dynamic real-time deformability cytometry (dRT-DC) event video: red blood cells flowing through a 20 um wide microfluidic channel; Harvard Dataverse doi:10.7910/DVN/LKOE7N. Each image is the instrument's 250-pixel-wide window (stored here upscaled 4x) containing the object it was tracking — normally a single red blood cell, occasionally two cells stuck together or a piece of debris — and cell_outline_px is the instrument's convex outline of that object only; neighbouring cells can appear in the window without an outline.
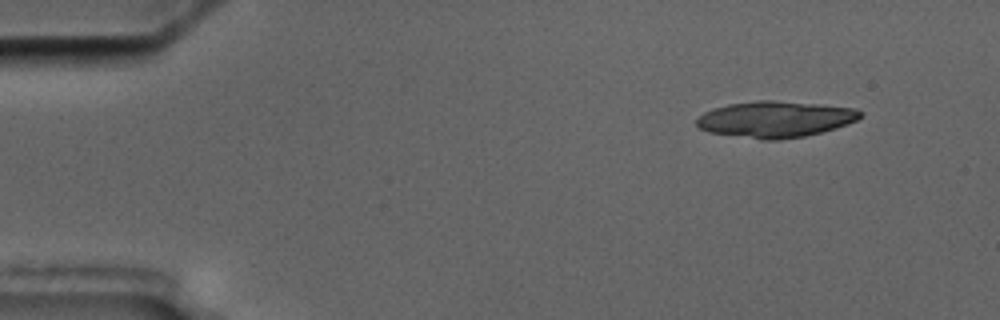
{"species": "common noctule bat (a hibernating species)", "species_latin": "Nyctalus noctula", "temperature_condition": "cold", "stored_images_in_passage": 14, "camera_frame_rate_fps": 3000, "um_per_image_px": 0.085, "animal": {"sex": "male", "body_mass_g": 17.5, "forearm_length_mm": 52.3}, "frame": {"image": 1, "passage_image": 1, "time_ms": 0.0, "image_size_px": [1000, 320], "cell_outline_px": [[864, 112], [856, 120], [848, 124], [836, 128], [804, 136], [776, 140], [764, 140], [708, 132], [700, 128], [696, 124], [696, 120], [704, 112], [712, 108], [728, 104], [756, 100], [772, 100], [816, 104], [856, 108]], "centroid_in_image_um": [65.88, 10.13], "position_along_channel_um": 19.1, "area_um2": 34.51}}
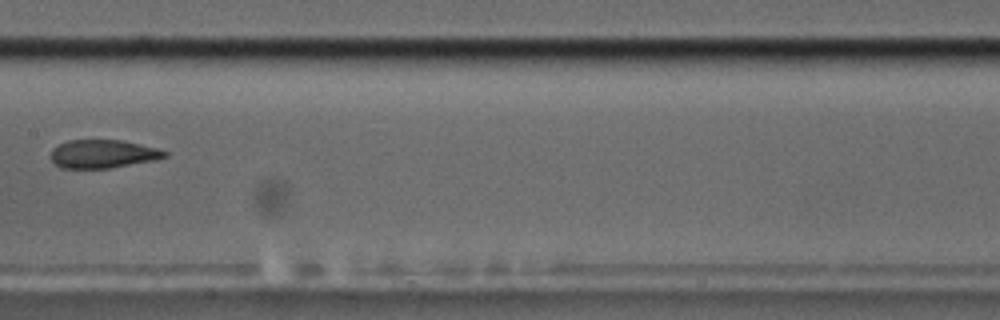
{"frame": {"image": 2, "passage_image": 7, "time_ms": 8.0, "image_size_px": [1000, 320], "cell_outline_px": [[168, 156], [152, 160], [108, 168], [60, 168], [52, 160], [52, 148], [68, 140], [120, 140], [140, 144], [156, 148], [168, 152]], "centroid_in_image_um": [8.73, 13.08], "position_along_channel_um": 198.7, "area_um2": 18.5}}
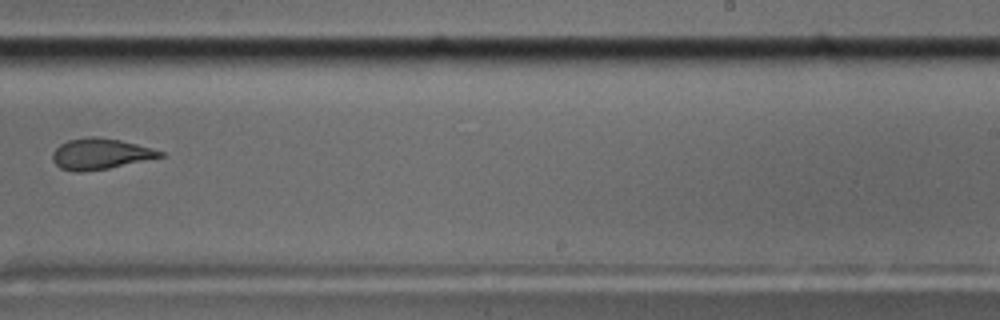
{"frame": {"image": 3, "passage_image": 9, "time_ms": 10.333, "image_size_px": [1000, 320], "cell_outline_px": [[164, 156], [108, 168], [80, 172], [76, 172], [60, 168], [52, 160], [52, 152], [60, 144], [68, 140], [88, 136], [96, 136], [120, 140], [152, 148], [164, 152]], "centroid_in_image_um": [8.49, 13.07], "position_along_channel_um": 280.5, "area_um2": 19.25}, "authors_computed_cell_mechanics": {"area_um2": 24.2182, "velocity_mm_per_s": 3.5073, "shape_relaxation_time_tau1_ms": null, "shape_relaxation_time_tau2_ms": 4.8129, "deformation_change_tau1": null, "deformation_change_tau2": 0.0916}}